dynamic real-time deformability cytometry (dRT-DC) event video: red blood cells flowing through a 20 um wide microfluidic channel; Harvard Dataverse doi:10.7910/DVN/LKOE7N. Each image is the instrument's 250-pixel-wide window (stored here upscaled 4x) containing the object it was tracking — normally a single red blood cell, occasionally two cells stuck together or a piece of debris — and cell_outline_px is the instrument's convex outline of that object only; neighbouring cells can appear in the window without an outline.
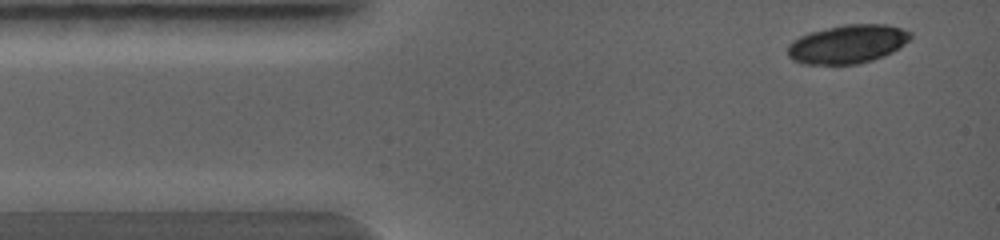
{"species": "common noctule bat (a hibernating species)", "species_latin": "Nyctalus noctula", "temperature_condition": "warm", "stored_images_in_passage": 4, "camera_frame_rate_fps": 5000, "um_per_image_px": 0.085, "animal": {"sex": "female", "body_mass_g": 19.0, "forearm_length_mm": 56.7}, "frame": {"image": 1, "passage_image": 1, "time_ms": 0.0, "image_size_px": [1000, 240], "cell_outline_px": [[912, 36], [904, 44], [892, 52], [884, 56], [872, 60], [856, 64], [804, 64], [792, 60], [788, 56], [788, 44], [792, 40], [800, 36], [812, 32], [844, 24], [888, 24], [912, 32]], "centroid_in_image_um": [72.04, 3.75], "position_along_channel_um": 13.0, "area_um2": 27.57}}